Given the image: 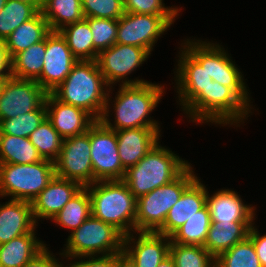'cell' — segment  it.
<instances>
[{
	"mask_svg": "<svg viewBox=\"0 0 266 267\" xmlns=\"http://www.w3.org/2000/svg\"><path fill=\"white\" fill-rule=\"evenodd\" d=\"M164 87L161 84L146 82L138 85H121L116 92L113 110L115 112L114 123L109 119L110 92L109 87L107 100L103 115L100 121L109 129L118 131L131 128H160V124L149 118V114L157 107L164 94ZM110 97V98H109Z\"/></svg>",
	"mask_w": 266,
	"mask_h": 267,
	"instance_id": "1",
	"label": "cell"
},
{
	"mask_svg": "<svg viewBox=\"0 0 266 267\" xmlns=\"http://www.w3.org/2000/svg\"><path fill=\"white\" fill-rule=\"evenodd\" d=\"M108 87L96 60H78L52 94L61 102L82 108L100 120L106 105Z\"/></svg>",
	"mask_w": 266,
	"mask_h": 267,
	"instance_id": "2",
	"label": "cell"
},
{
	"mask_svg": "<svg viewBox=\"0 0 266 267\" xmlns=\"http://www.w3.org/2000/svg\"><path fill=\"white\" fill-rule=\"evenodd\" d=\"M86 187L93 217L113 225L124 236L135 233L137 198L122 180L96 181Z\"/></svg>",
	"mask_w": 266,
	"mask_h": 267,
	"instance_id": "3",
	"label": "cell"
},
{
	"mask_svg": "<svg viewBox=\"0 0 266 267\" xmlns=\"http://www.w3.org/2000/svg\"><path fill=\"white\" fill-rule=\"evenodd\" d=\"M190 164L159 143L135 166L125 171L123 182L139 198L176 179Z\"/></svg>",
	"mask_w": 266,
	"mask_h": 267,
	"instance_id": "4",
	"label": "cell"
},
{
	"mask_svg": "<svg viewBox=\"0 0 266 267\" xmlns=\"http://www.w3.org/2000/svg\"><path fill=\"white\" fill-rule=\"evenodd\" d=\"M189 121L225 125H240L248 118L251 108L229 87L212 81L183 110ZM247 115V116H246Z\"/></svg>",
	"mask_w": 266,
	"mask_h": 267,
	"instance_id": "5",
	"label": "cell"
},
{
	"mask_svg": "<svg viewBox=\"0 0 266 267\" xmlns=\"http://www.w3.org/2000/svg\"><path fill=\"white\" fill-rule=\"evenodd\" d=\"M189 165L176 179L137 198L136 232H157L168 211L179 200L183 191L197 178Z\"/></svg>",
	"mask_w": 266,
	"mask_h": 267,
	"instance_id": "6",
	"label": "cell"
},
{
	"mask_svg": "<svg viewBox=\"0 0 266 267\" xmlns=\"http://www.w3.org/2000/svg\"><path fill=\"white\" fill-rule=\"evenodd\" d=\"M124 235L113 225L90 215L67 238L59 255L66 259L81 256L110 255L123 251Z\"/></svg>",
	"mask_w": 266,
	"mask_h": 267,
	"instance_id": "7",
	"label": "cell"
},
{
	"mask_svg": "<svg viewBox=\"0 0 266 267\" xmlns=\"http://www.w3.org/2000/svg\"><path fill=\"white\" fill-rule=\"evenodd\" d=\"M55 176L54 162L0 164V197L32 202Z\"/></svg>",
	"mask_w": 266,
	"mask_h": 267,
	"instance_id": "8",
	"label": "cell"
},
{
	"mask_svg": "<svg viewBox=\"0 0 266 267\" xmlns=\"http://www.w3.org/2000/svg\"><path fill=\"white\" fill-rule=\"evenodd\" d=\"M176 69L179 104L184 110L213 81L206 71V42L184 40ZM183 44V45H182Z\"/></svg>",
	"mask_w": 266,
	"mask_h": 267,
	"instance_id": "9",
	"label": "cell"
},
{
	"mask_svg": "<svg viewBox=\"0 0 266 267\" xmlns=\"http://www.w3.org/2000/svg\"><path fill=\"white\" fill-rule=\"evenodd\" d=\"M177 16L125 12L118 19L116 43L141 47L151 53L158 38L170 29Z\"/></svg>",
	"mask_w": 266,
	"mask_h": 267,
	"instance_id": "10",
	"label": "cell"
},
{
	"mask_svg": "<svg viewBox=\"0 0 266 267\" xmlns=\"http://www.w3.org/2000/svg\"><path fill=\"white\" fill-rule=\"evenodd\" d=\"M89 138L94 182L123 180L126 170L119 158L116 131L97 120L89 128Z\"/></svg>",
	"mask_w": 266,
	"mask_h": 267,
	"instance_id": "11",
	"label": "cell"
},
{
	"mask_svg": "<svg viewBox=\"0 0 266 267\" xmlns=\"http://www.w3.org/2000/svg\"><path fill=\"white\" fill-rule=\"evenodd\" d=\"M150 54L147 49L141 47L115 43L98 53L96 63L109 87L120 80L121 85H138L149 81L138 78L127 80L126 76L141 66Z\"/></svg>",
	"mask_w": 266,
	"mask_h": 267,
	"instance_id": "12",
	"label": "cell"
},
{
	"mask_svg": "<svg viewBox=\"0 0 266 267\" xmlns=\"http://www.w3.org/2000/svg\"><path fill=\"white\" fill-rule=\"evenodd\" d=\"M89 130L63 140L59 156L54 162L55 175L78 182L82 187L94 183Z\"/></svg>",
	"mask_w": 266,
	"mask_h": 267,
	"instance_id": "13",
	"label": "cell"
},
{
	"mask_svg": "<svg viewBox=\"0 0 266 267\" xmlns=\"http://www.w3.org/2000/svg\"><path fill=\"white\" fill-rule=\"evenodd\" d=\"M47 94L36 80L7 78L0 92V120L38 109L45 102Z\"/></svg>",
	"mask_w": 266,
	"mask_h": 267,
	"instance_id": "14",
	"label": "cell"
},
{
	"mask_svg": "<svg viewBox=\"0 0 266 267\" xmlns=\"http://www.w3.org/2000/svg\"><path fill=\"white\" fill-rule=\"evenodd\" d=\"M77 62L61 33L51 31L46 37L43 70L36 81L47 93H52Z\"/></svg>",
	"mask_w": 266,
	"mask_h": 267,
	"instance_id": "15",
	"label": "cell"
},
{
	"mask_svg": "<svg viewBox=\"0 0 266 267\" xmlns=\"http://www.w3.org/2000/svg\"><path fill=\"white\" fill-rule=\"evenodd\" d=\"M221 46V47H220ZM231 56L224 47L212 42H206V71L212 80L231 88L250 108V95L244 77L233 63Z\"/></svg>",
	"mask_w": 266,
	"mask_h": 267,
	"instance_id": "16",
	"label": "cell"
},
{
	"mask_svg": "<svg viewBox=\"0 0 266 267\" xmlns=\"http://www.w3.org/2000/svg\"><path fill=\"white\" fill-rule=\"evenodd\" d=\"M45 105L46 118L63 139L86 133L97 121L84 109L63 103L52 93L47 94Z\"/></svg>",
	"mask_w": 266,
	"mask_h": 267,
	"instance_id": "17",
	"label": "cell"
},
{
	"mask_svg": "<svg viewBox=\"0 0 266 267\" xmlns=\"http://www.w3.org/2000/svg\"><path fill=\"white\" fill-rule=\"evenodd\" d=\"M136 233L139 236H124L123 251L137 267H157L169 255L170 237L157 232Z\"/></svg>",
	"mask_w": 266,
	"mask_h": 267,
	"instance_id": "18",
	"label": "cell"
},
{
	"mask_svg": "<svg viewBox=\"0 0 266 267\" xmlns=\"http://www.w3.org/2000/svg\"><path fill=\"white\" fill-rule=\"evenodd\" d=\"M160 131V128L146 127L116 131L119 158L125 170L135 166L160 143Z\"/></svg>",
	"mask_w": 266,
	"mask_h": 267,
	"instance_id": "19",
	"label": "cell"
},
{
	"mask_svg": "<svg viewBox=\"0 0 266 267\" xmlns=\"http://www.w3.org/2000/svg\"><path fill=\"white\" fill-rule=\"evenodd\" d=\"M207 205V189L197 177L182 193L179 200L168 211L164 225L157 231L170 237L189 218Z\"/></svg>",
	"mask_w": 266,
	"mask_h": 267,
	"instance_id": "20",
	"label": "cell"
},
{
	"mask_svg": "<svg viewBox=\"0 0 266 267\" xmlns=\"http://www.w3.org/2000/svg\"><path fill=\"white\" fill-rule=\"evenodd\" d=\"M81 188L78 182L55 175L46 188L31 202L35 222L38 224L40 218L52 220Z\"/></svg>",
	"mask_w": 266,
	"mask_h": 267,
	"instance_id": "21",
	"label": "cell"
},
{
	"mask_svg": "<svg viewBox=\"0 0 266 267\" xmlns=\"http://www.w3.org/2000/svg\"><path fill=\"white\" fill-rule=\"evenodd\" d=\"M207 206L212 222H254L256 219V207L245 204L231 189H221L211 196L207 191Z\"/></svg>",
	"mask_w": 266,
	"mask_h": 267,
	"instance_id": "22",
	"label": "cell"
},
{
	"mask_svg": "<svg viewBox=\"0 0 266 267\" xmlns=\"http://www.w3.org/2000/svg\"><path fill=\"white\" fill-rule=\"evenodd\" d=\"M32 203L9 199L0 204V245L37 228Z\"/></svg>",
	"mask_w": 266,
	"mask_h": 267,
	"instance_id": "23",
	"label": "cell"
},
{
	"mask_svg": "<svg viewBox=\"0 0 266 267\" xmlns=\"http://www.w3.org/2000/svg\"><path fill=\"white\" fill-rule=\"evenodd\" d=\"M253 222H212L204 247L216 259L221 253L244 240Z\"/></svg>",
	"mask_w": 266,
	"mask_h": 267,
	"instance_id": "24",
	"label": "cell"
},
{
	"mask_svg": "<svg viewBox=\"0 0 266 267\" xmlns=\"http://www.w3.org/2000/svg\"><path fill=\"white\" fill-rule=\"evenodd\" d=\"M35 230L0 245V267H24L46 246L36 238Z\"/></svg>",
	"mask_w": 266,
	"mask_h": 267,
	"instance_id": "25",
	"label": "cell"
},
{
	"mask_svg": "<svg viewBox=\"0 0 266 267\" xmlns=\"http://www.w3.org/2000/svg\"><path fill=\"white\" fill-rule=\"evenodd\" d=\"M51 32L47 20L40 11L32 19L22 23L6 39V49L10 60L31 45L44 40Z\"/></svg>",
	"mask_w": 266,
	"mask_h": 267,
	"instance_id": "26",
	"label": "cell"
},
{
	"mask_svg": "<svg viewBox=\"0 0 266 267\" xmlns=\"http://www.w3.org/2000/svg\"><path fill=\"white\" fill-rule=\"evenodd\" d=\"M41 12L51 31L84 19L81 0H43Z\"/></svg>",
	"mask_w": 266,
	"mask_h": 267,
	"instance_id": "27",
	"label": "cell"
},
{
	"mask_svg": "<svg viewBox=\"0 0 266 267\" xmlns=\"http://www.w3.org/2000/svg\"><path fill=\"white\" fill-rule=\"evenodd\" d=\"M46 52V38L17 53L11 61V76L36 80L42 73Z\"/></svg>",
	"mask_w": 266,
	"mask_h": 267,
	"instance_id": "28",
	"label": "cell"
},
{
	"mask_svg": "<svg viewBox=\"0 0 266 267\" xmlns=\"http://www.w3.org/2000/svg\"><path fill=\"white\" fill-rule=\"evenodd\" d=\"M27 137L0 134V164H31L42 161Z\"/></svg>",
	"mask_w": 266,
	"mask_h": 267,
	"instance_id": "29",
	"label": "cell"
},
{
	"mask_svg": "<svg viewBox=\"0 0 266 267\" xmlns=\"http://www.w3.org/2000/svg\"><path fill=\"white\" fill-rule=\"evenodd\" d=\"M91 215V199L87 187H82L52 218L58 226L76 230Z\"/></svg>",
	"mask_w": 266,
	"mask_h": 267,
	"instance_id": "30",
	"label": "cell"
},
{
	"mask_svg": "<svg viewBox=\"0 0 266 267\" xmlns=\"http://www.w3.org/2000/svg\"><path fill=\"white\" fill-rule=\"evenodd\" d=\"M211 224L210 211L206 205L179 227L170 240L177 244L204 246Z\"/></svg>",
	"mask_w": 266,
	"mask_h": 267,
	"instance_id": "31",
	"label": "cell"
},
{
	"mask_svg": "<svg viewBox=\"0 0 266 267\" xmlns=\"http://www.w3.org/2000/svg\"><path fill=\"white\" fill-rule=\"evenodd\" d=\"M78 60H94V43L88 21L84 18L59 30Z\"/></svg>",
	"mask_w": 266,
	"mask_h": 267,
	"instance_id": "32",
	"label": "cell"
},
{
	"mask_svg": "<svg viewBox=\"0 0 266 267\" xmlns=\"http://www.w3.org/2000/svg\"><path fill=\"white\" fill-rule=\"evenodd\" d=\"M39 12L40 10L32 3L7 0L0 11V39L5 40L17 27Z\"/></svg>",
	"mask_w": 266,
	"mask_h": 267,
	"instance_id": "33",
	"label": "cell"
},
{
	"mask_svg": "<svg viewBox=\"0 0 266 267\" xmlns=\"http://www.w3.org/2000/svg\"><path fill=\"white\" fill-rule=\"evenodd\" d=\"M29 139L42 159L52 162L57 160L64 140L47 118L31 133Z\"/></svg>",
	"mask_w": 266,
	"mask_h": 267,
	"instance_id": "34",
	"label": "cell"
},
{
	"mask_svg": "<svg viewBox=\"0 0 266 267\" xmlns=\"http://www.w3.org/2000/svg\"><path fill=\"white\" fill-rule=\"evenodd\" d=\"M215 267H262L249 236L221 253L215 259Z\"/></svg>",
	"mask_w": 266,
	"mask_h": 267,
	"instance_id": "35",
	"label": "cell"
},
{
	"mask_svg": "<svg viewBox=\"0 0 266 267\" xmlns=\"http://www.w3.org/2000/svg\"><path fill=\"white\" fill-rule=\"evenodd\" d=\"M169 254L176 267H215V258L204 246L171 242Z\"/></svg>",
	"mask_w": 266,
	"mask_h": 267,
	"instance_id": "36",
	"label": "cell"
},
{
	"mask_svg": "<svg viewBox=\"0 0 266 267\" xmlns=\"http://www.w3.org/2000/svg\"><path fill=\"white\" fill-rule=\"evenodd\" d=\"M46 118L45 102L36 110L25 113L15 118L0 120V134L17 137L31 135Z\"/></svg>",
	"mask_w": 266,
	"mask_h": 267,
	"instance_id": "37",
	"label": "cell"
},
{
	"mask_svg": "<svg viewBox=\"0 0 266 267\" xmlns=\"http://www.w3.org/2000/svg\"><path fill=\"white\" fill-rule=\"evenodd\" d=\"M90 26L94 43V60L102 50L116 43L118 20L106 18H85Z\"/></svg>",
	"mask_w": 266,
	"mask_h": 267,
	"instance_id": "38",
	"label": "cell"
},
{
	"mask_svg": "<svg viewBox=\"0 0 266 267\" xmlns=\"http://www.w3.org/2000/svg\"><path fill=\"white\" fill-rule=\"evenodd\" d=\"M85 18L118 20L125 12L123 0H81Z\"/></svg>",
	"mask_w": 266,
	"mask_h": 267,
	"instance_id": "39",
	"label": "cell"
},
{
	"mask_svg": "<svg viewBox=\"0 0 266 267\" xmlns=\"http://www.w3.org/2000/svg\"><path fill=\"white\" fill-rule=\"evenodd\" d=\"M124 12L151 15H179L181 8L165 7L163 0H123ZM180 11V12H179Z\"/></svg>",
	"mask_w": 266,
	"mask_h": 267,
	"instance_id": "40",
	"label": "cell"
},
{
	"mask_svg": "<svg viewBox=\"0 0 266 267\" xmlns=\"http://www.w3.org/2000/svg\"><path fill=\"white\" fill-rule=\"evenodd\" d=\"M96 257V258H95ZM81 259L67 264L64 267H115V253L110 255H96V256H81L73 259ZM82 258H87L83 260ZM89 259V260H88ZM69 265V266H68Z\"/></svg>",
	"mask_w": 266,
	"mask_h": 267,
	"instance_id": "41",
	"label": "cell"
},
{
	"mask_svg": "<svg viewBox=\"0 0 266 267\" xmlns=\"http://www.w3.org/2000/svg\"><path fill=\"white\" fill-rule=\"evenodd\" d=\"M48 248L45 246L24 267H64Z\"/></svg>",
	"mask_w": 266,
	"mask_h": 267,
	"instance_id": "42",
	"label": "cell"
},
{
	"mask_svg": "<svg viewBox=\"0 0 266 267\" xmlns=\"http://www.w3.org/2000/svg\"><path fill=\"white\" fill-rule=\"evenodd\" d=\"M254 225L250 228L248 236L251 238L262 267H266V234L260 235Z\"/></svg>",
	"mask_w": 266,
	"mask_h": 267,
	"instance_id": "43",
	"label": "cell"
},
{
	"mask_svg": "<svg viewBox=\"0 0 266 267\" xmlns=\"http://www.w3.org/2000/svg\"><path fill=\"white\" fill-rule=\"evenodd\" d=\"M11 77V61L7 54L5 40L0 39V78Z\"/></svg>",
	"mask_w": 266,
	"mask_h": 267,
	"instance_id": "44",
	"label": "cell"
},
{
	"mask_svg": "<svg viewBox=\"0 0 266 267\" xmlns=\"http://www.w3.org/2000/svg\"><path fill=\"white\" fill-rule=\"evenodd\" d=\"M115 267H137L131 258L122 251L115 253Z\"/></svg>",
	"mask_w": 266,
	"mask_h": 267,
	"instance_id": "45",
	"label": "cell"
},
{
	"mask_svg": "<svg viewBox=\"0 0 266 267\" xmlns=\"http://www.w3.org/2000/svg\"><path fill=\"white\" fill-rule=\"evenodd\" d=\"M157 267H176L173 258L170 254L165 257Z\"/></svg>",
	"mask_w": 266,
	"mask_h": 267,
	"instance_id": "46",
	"label": "cell"
},
{
	"mask_svg": "<svg viewBox=\"0 0 266 267\" xmlns=\"http://www.w3.org/2000/svg\"><path fill=\"white\" fill-rule=\"evenodd\" d=\"M17 1H23V2H27V3H32L33 5H35L40 11L43 5V0H17Z\"/></svg>",
	"mask_w": 266,
	"mask_h": 267,
	"instance_id": "47",
	"label": "cell"
},
{
	"mask_svg": "<svg viewBox=\"0 0 266 267\" xmlns=\"http://www.w3.org/2000/svg\"><path fill=\"white\" fill-rule=\"evenodd\" d=\"M7 0H0V11L3 9V7L6 5Z\"/></svg>",
	"mask_w": 266,
	"mask_h": 267,
	"instance_id": "48",
	"label": "cell"
},
{
	"mask_svg": "<svg viewBox=\"0 0 266 267\" xmlns=\"http://www.w3.org/2000/svg\"><path fill=\"white\" fill-rule=\"evenodd\" d=\"M7 78H0V92H1V89H2V86L4 84V81L6 80Z\"/></svg>",
	"mask_w": 266,
	"mask_h": 267,
	"instance_id": "49",
	"label": "cell"
}]
</instances>
